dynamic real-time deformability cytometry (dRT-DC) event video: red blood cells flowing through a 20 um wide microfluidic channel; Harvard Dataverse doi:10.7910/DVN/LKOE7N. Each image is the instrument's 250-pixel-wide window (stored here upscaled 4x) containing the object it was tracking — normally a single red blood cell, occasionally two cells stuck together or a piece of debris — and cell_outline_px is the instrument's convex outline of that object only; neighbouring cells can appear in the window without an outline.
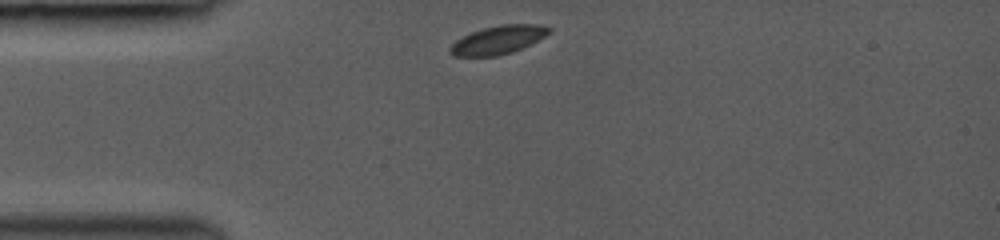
{"species": "common noctule bat (a hibernating species)", "species_latin": "Nyctalus noctula", "temperature_condition": "room temperature", "stored_images_in_passage": 26, "camera_frame_rate_fps": 3000, "um_per_image_px": 0.085, "animal": {"sex": "female", "body_mass_g": 19.0, "forearm_length_mm": 53.3}, "frame": {"image": 1, "passage_image": 1, "time_ms": 0.0, "image_size_px": [1000, 240], "cell_outline_px": [[552, 32], [512, 52], [500, 56], [452, 56], [448, 52], [448, 48], [456, 40], [472, 32], [484, 28], [500, 24], [536, 24], [552, 28]], "centroid_in_image_um": [42.31, 3.39], "position_along_channel_um": 42.7, "area_um2": 16.24}}
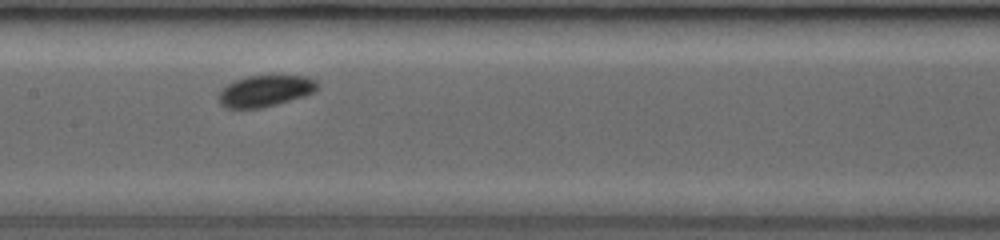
{"frame": {"image": 2, "passage_image": 12, "time_ms": 4.0, "image_size_px": [1000, 240], "cell_outline_px": [[320, 84], [312, 92], [304, 96], [276, 104], [260, 108], [224, 108], [220, 104], [220, 92], [228, 84], [236, 80], [248, 76], [304, 76], [316, 80]], "centroid_in_image_um": [22.55, 7.73], "position_along_channel_um": 184.8, "area_um2": 17.69}}
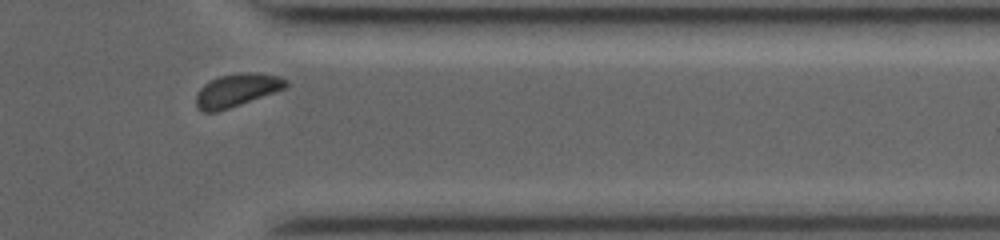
{"frame": {"image": 3, "passage_image": 23, "time_ms": 9.0, "image_size_px": [1000, 240], "cell_outline_px": [[288, 88], [216, 112], [204, 112], [196, 108], [196, 96], [200, 88], [204, 84], [220, 76], [240, 72], [256, 72], [280, 76], [288, 80]], "centroid_in_image_um": [20.17, 7.65], "position_along_channel_um": 391.2, "area_um2": 17.34}, "authors_computed_cell_mechanics": {"area_um2": 17.6868, "velocity_mm_per_s": 4.1075, "shape_relaxation_time_tau1_ms": 1.154, "shape_relaxation_time_tau2_ms": null, "deformation_change_tau1": 0.0407, "deformation_change_tau2": null}}